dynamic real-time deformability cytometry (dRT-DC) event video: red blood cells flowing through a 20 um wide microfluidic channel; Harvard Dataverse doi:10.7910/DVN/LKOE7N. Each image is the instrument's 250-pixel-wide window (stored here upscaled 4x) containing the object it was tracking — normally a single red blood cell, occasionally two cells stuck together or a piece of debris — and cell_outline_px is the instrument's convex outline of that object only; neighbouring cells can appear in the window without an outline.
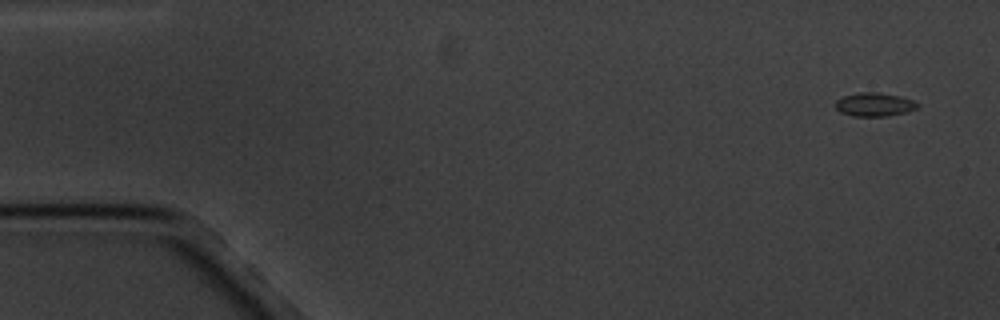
{"species": "common noctule bat (a hibernating species)", "species_latin": "Nyctalus noctula", "temperature_condition": "cold", "stored_images_in_passage": 5, "camera_frame_rate_fps": 3000, "um_per_image_px": 0.085, "animal": {"sex": "male", "body_mass_g": 20.1, "forearm_length_mm": 53.5}, "frame": {"image": 1, "passage_image": 1, "time_ms": 0.0, "image_size_px": [1000, 320], "cell_outline_px": [[920, 104], [916, 108], [908, 112], [888, 116], [852, 116], [840, 112], [836, 108], [836, 100], [844, 96], [860, 92], [876, 92], [900, 96], [912, 100]], "centroid_in_image_um": [74.33, 8.89], "position_along_channel_um": 10.7, "area_um2": 11.27}}
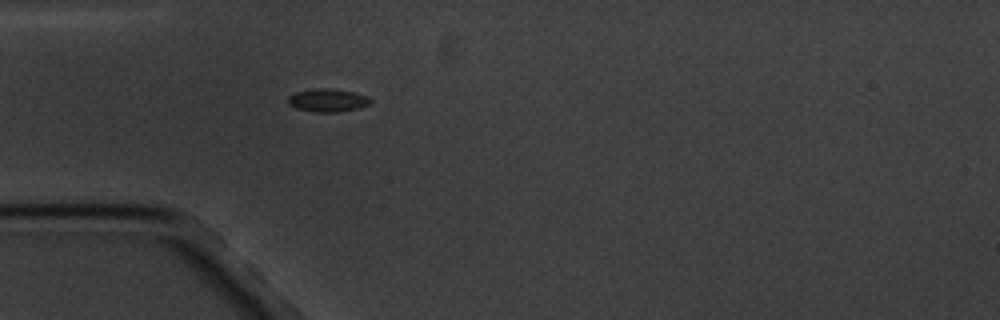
{"frame": {"image": 2, "passage_image": 5, "time_ms": 4.667, "image_size_px": [1000, 320], "cell_outline_px": [[372, 100], [368, 104], [356, 108], [336, 112], [312, 112], [296, 108], [288, 104], [288, 96], [296, 92], [316, 88], [328, 88], [352, 92], [368, 96]], "centroid_in_image_um": [27.81, 8.52], "position_along_channel_um": 57.2, "area_um2": 10.92}}